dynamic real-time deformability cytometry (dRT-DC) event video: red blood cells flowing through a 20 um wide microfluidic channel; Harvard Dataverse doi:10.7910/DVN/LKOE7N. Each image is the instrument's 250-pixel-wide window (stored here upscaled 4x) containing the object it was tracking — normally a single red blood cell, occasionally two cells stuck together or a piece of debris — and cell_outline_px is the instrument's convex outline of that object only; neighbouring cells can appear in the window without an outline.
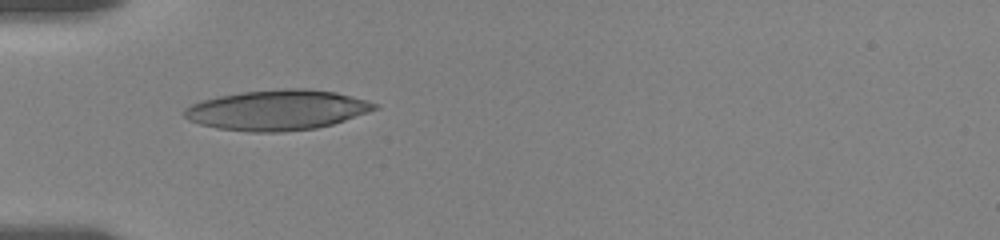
{"species": "human", "species_latin": "Homo sapiens", "temperature_condition": "room temperature", "stored_images_in_passage": 5, "camera_frame_rate_fps": 3000, "um_per_image_px": 0.085, "donor": {"sex": "female"}, "frame": {"image": 1, "passage_image": 1, "time_ms": 0.0, "image_size_px": [1000, 240], "cell_outline_px": [[380, 108], [332, 124], [316, 128], [280, 132], [248, 132], [216, 128], [200, 124], [188, 120], [184, 116], [184, 108], [192, 104], [204, 100], [220, 96], [244, 92], [284, 88], [308, 88], [336, 92], [368, 100], [380, 104]], "centroid_in_image_um": [23.6, 9.35], "position_along_channel_um": 61.4, "area_um2": 44.62}}
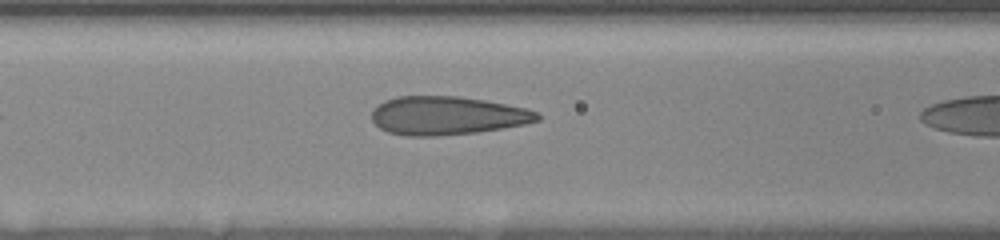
{"frame": {"image": 2, "passage_image": 3, "time_ms": 0.667, "image_size_px": [1000, 240], "cell_outline_px": [[540, 120], [524, 124], [476, 132], [436, 136], [404, 136], [388, 132], [380, 128], [372, 120], [372, 112], [384, 100], [396, 96], [456, 96], [484, 100], [528, 108], [540, 112]], "centroid_in_image_um": [38.02, 9.82], "position_along_channel_um": 128.6, "area_um2": 37.11}}